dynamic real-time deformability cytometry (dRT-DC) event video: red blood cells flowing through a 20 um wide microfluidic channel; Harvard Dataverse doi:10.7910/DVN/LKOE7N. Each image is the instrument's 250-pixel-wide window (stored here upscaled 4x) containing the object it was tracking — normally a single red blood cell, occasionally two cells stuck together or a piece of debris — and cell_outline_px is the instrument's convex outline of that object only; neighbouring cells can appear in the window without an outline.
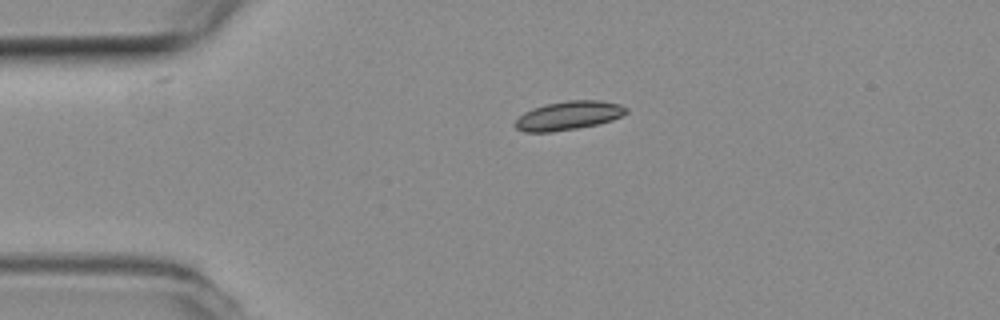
{"species": "common noctule bat (a hibernating species)", "species_latin": "Nyctalus noctula", "temperature_condition": "room temperature", "stored_images_in_passage": 44, "camera_frame_rate_fps": 3000, "um_per_image_px": 0.085, "animal": {"sex": "female", "body_mass_g": 19.3, "forearm_length_mm": 54.1}, "frame": {"image": 1, "passage_image": 1, "time_ms": 0.0, "image_size_px": [1000, 320], "cell_outline_px": [[628, 112], [612, 120], [596, 124], [576, 128], [552, 132], [524, 132], [516, 128], [512, 124], [524, 112], [532, 108], [548, 104], [568, 100], [600, 100], [620, 104], [628, 108]], "centroid_in_image_um": [48.31, 9.82], "position_along_channel_um": 36.7, "area_um2": 18.55}}
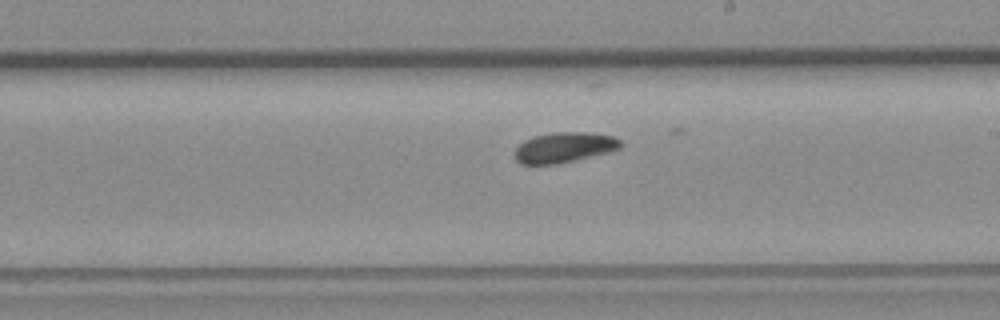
{"frame": {"image": 2, "passage_image": 20, "time_ms": 6.333, "image_size_px": [1000, 320], "cell_outline_px": [[624, 144], [620, 148], [608, 152], [556, 164], [520, 164], [516, 160], [516, 148], [524, 140], [532, 136], [552, 132], [588, 132], [612, 136], [620, 140]], "centroid_in_image_um": [47.95, 12.52], "position_along_channel_um": 241.0, "area_um2": 18.61}}
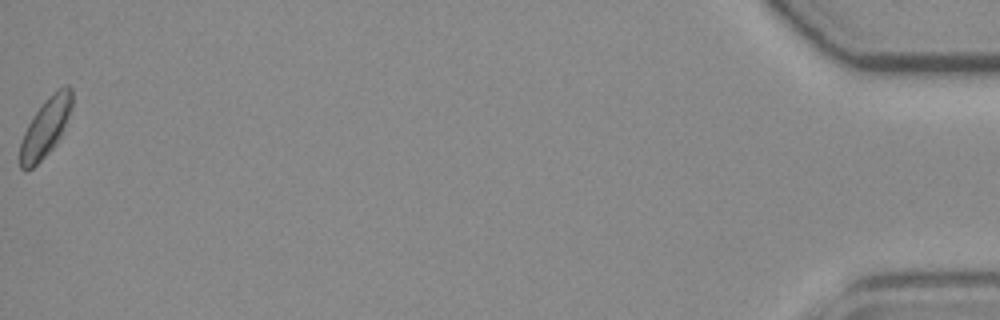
{"frame": {"image": 3, "passage_image": 44, "time_ms": 14.333, "image_size_px": [1000, 320], "cell_outline_px": [[72, 108], [60, 136], [56, 144], [32, 168], [24, 172], [20, 168], [20, 144], [24, 132], [32, 116], [44, 100], [56, 88], [64, 84], [68, 84], [72, 88]], "centroid_in_image_um": [3.88, 10.78], "position_along_channel_um": 431.3, "area_um2": 17.86}, "authors_computed_cell_mechanics": {"area_um2": 18.3515, "velocity_mm_per_s": 3.7118, "shape_relaxation_time_tau1_ms": 6.2579, "shape_relaxation_time_tau2_ms": 4.6218, "deformation_change_tau1": 0.135, "deformation_change_tau2": 0.0546}}